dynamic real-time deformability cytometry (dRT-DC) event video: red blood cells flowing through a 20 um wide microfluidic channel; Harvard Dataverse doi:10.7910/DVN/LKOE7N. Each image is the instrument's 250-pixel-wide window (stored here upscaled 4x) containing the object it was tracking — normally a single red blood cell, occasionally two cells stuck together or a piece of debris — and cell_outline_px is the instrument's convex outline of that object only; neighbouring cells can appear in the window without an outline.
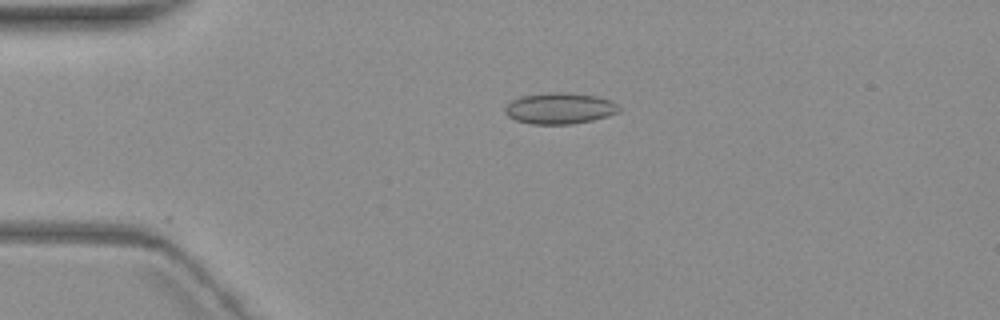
{"species": "common noctule bat (a hibernating species)", "species_latin": "Nyctalus noctula", "temperature_condition": "warm", "stored_images_in_passage": 4, "camera_frame_rate_fps": 3000, "um_per_image_px": 0.085, "animal": {"sex": "female", "body_mass_g": 19.3, "forearm_length_mm": 54.1}, "frame": {"image": 1, "passage_image": 4, "time_ms": 3.667, "image_size_px": [1000, 320], "cell_outline_px": [[620, 112], [608, 116], [592, 120], [572, 124], [532, 124], [516, 120], [508, 116], [504, 112], [504, 108], [512, 100], [520, 96], [552, 92], [564, 92], [596, 96], [612, 100], [620, 108]], "centroid_in_image_um": [47.58, 9.21], "position_along_channel_um": 37.4, "area_um2": 20.75}}